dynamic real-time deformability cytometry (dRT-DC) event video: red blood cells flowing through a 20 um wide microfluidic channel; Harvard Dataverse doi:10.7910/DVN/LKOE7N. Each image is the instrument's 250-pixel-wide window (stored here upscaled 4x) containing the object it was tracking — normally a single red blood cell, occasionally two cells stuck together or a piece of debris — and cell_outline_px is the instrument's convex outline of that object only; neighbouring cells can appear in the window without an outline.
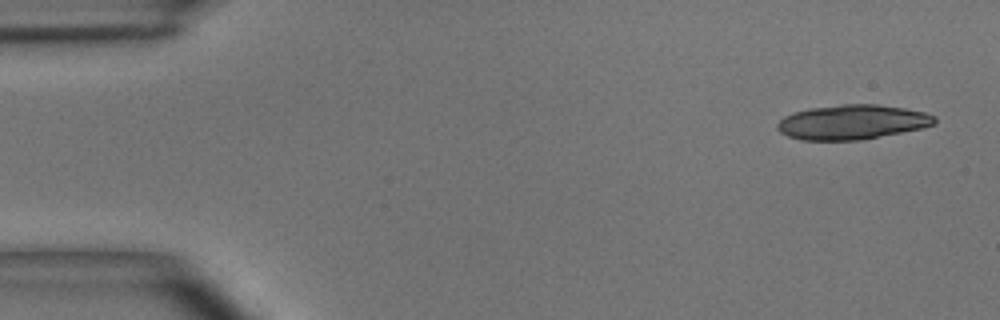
{"species": "common noctule bat (a hibernating species)", "species_latin": "Nyctalus noctula", "temperature_condition": "room temperature", "stored_images_in_passage": 9, "camera_frame_rate_fps": 3000, "um_per_image_px": 0.085, "animal": {"sex": "male", "body_mass_g": 15.6}, "frame": {"image": 1, "passage_image": 1, "time_ms": 0.0, "image_size_px": [1000, 320], "cell_outline_px": [[936, 124], [920, 128], [860, 140], [800, 140], [788, 136], [780, 132], [776, 128], [776, 124], [784, 116], [792, 112], [808, 108], [840, 104], [876, 104], [904, 108], [924, 112], [936, 116]], "centroid_in_image_um": [72.39, 10.37], "position_along_channel_um": 12.6, "area_um2": 31.79}}